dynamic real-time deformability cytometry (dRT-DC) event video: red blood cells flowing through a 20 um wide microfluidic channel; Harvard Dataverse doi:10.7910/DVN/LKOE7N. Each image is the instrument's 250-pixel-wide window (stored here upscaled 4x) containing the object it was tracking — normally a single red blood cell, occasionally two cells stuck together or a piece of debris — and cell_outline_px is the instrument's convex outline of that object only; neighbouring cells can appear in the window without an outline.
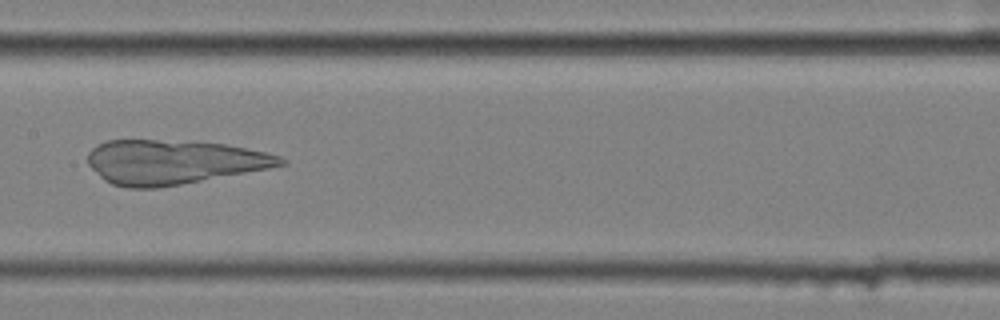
{"species": "common noctule bat (a hibernating species)", "species_latin": "Nyctalus noctula", "temperature_condition": "cold", "stored_images_in_passage": 47, "camera_frame_rate_fps": 3000, "um_per_image_px": 0.085, "animal": {"sex": "female", "body_mass_g": 25.1}, "frame": {"image": 1, "passage_image": 20, "time_ms": 6.333, "image_size_px": [1000, 320], "cell_outline_px": [[288, 164], [268, 168], [160, 188], [128, 188], [112, 184], [104, 180], [88, 164], [88, 152], [96, 144], [108, 140], [156, 140], [224, 144], [264, 152], [280, 156], [288, 160]], "centroid_in_image_um": [14.7, 13.78], "position_along_channel_um": 192.7, "area_um2": 49.36}}
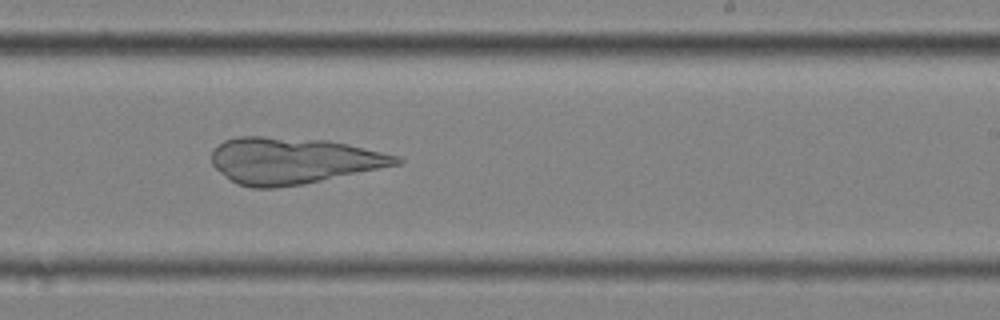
{"frame": {"image": 2, "passage_image": 26, "time_ms": 8.333, "image_size_px": [1000, 320], "cell_outline_px": [[404, 160], [400, 164], [304, 184], [276, 188], [252, 188], [236, 184], [220, 172], [212, 164], [212, 152], [224, 140], [236, 136], [260, 136], [328, 140], [348, 144], [400, 156]], "centroid_in_image_um": [24.91, 13.66], "position_along_channel_um": 264.1, "area_um2": 49.94}}
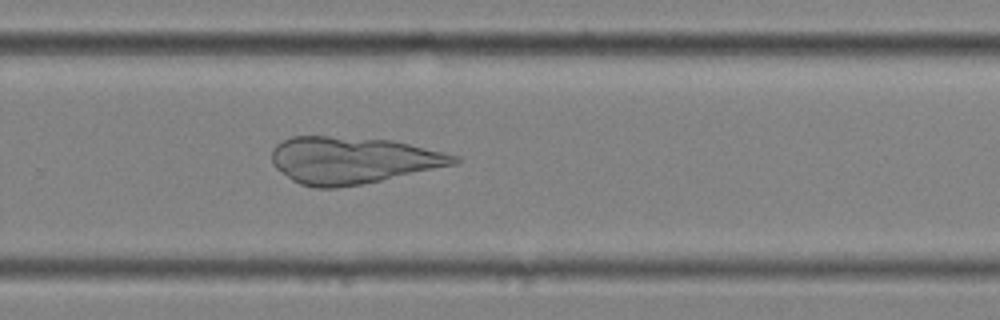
{"frame": {"image": 3, "passage_image": 29, "time_ms": 9.333, "image_size_px": [1000, 320], "cell_outline_px": [[460, 160], [456, 164], [380, 180], [360, 184], [336, 188], [312, 188], [300, 184], [292, 180], [276, 168], [272, 164], [272, 148], [276, 144], [292, 136], [328, 136], [392, 140], [444, 152], [460, 156]], "centroid_in_image_um": [29.93, 13.61], "position_along_channel_um": 299.9, "area_um2": 49.59}}